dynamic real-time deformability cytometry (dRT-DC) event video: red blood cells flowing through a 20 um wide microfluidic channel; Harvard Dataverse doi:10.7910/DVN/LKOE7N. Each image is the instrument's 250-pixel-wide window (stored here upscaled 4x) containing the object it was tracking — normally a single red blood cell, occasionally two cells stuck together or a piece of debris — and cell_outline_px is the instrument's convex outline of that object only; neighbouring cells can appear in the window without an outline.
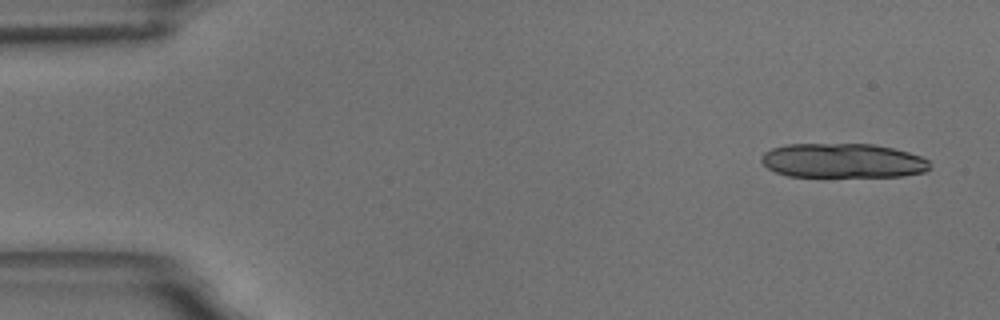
{"species": "common noctule bat (a hibernating species)", "species_latin": "Nyctalus noctula", "temperature_condition": "room temperature", "stored_images_in_passage": 14, "camera_frame_rate_fps": 3000, "um_per_image_px": 0.085, "animal": {"sex": "male", "body_mass_g": 18.8}, "frame": {"image": 1, "passage_image": 1, "time_ms": 0.0, "image_size_px": [1000, 320], "cell_outline_px": [[932, 168], [924, 172], [904, 176], [788, 176], [776, 172], [768, 168], [760, 160], [760, 156], [764, 152], [772, 148], [784, 144], [872, 144], [892, 148], [908, 152], [920, 156], [928, 160]], "centroid_in_image_um": [71.63, 13.65], "position_along_channel_um": 13.4, "area_um2": 33.87}}